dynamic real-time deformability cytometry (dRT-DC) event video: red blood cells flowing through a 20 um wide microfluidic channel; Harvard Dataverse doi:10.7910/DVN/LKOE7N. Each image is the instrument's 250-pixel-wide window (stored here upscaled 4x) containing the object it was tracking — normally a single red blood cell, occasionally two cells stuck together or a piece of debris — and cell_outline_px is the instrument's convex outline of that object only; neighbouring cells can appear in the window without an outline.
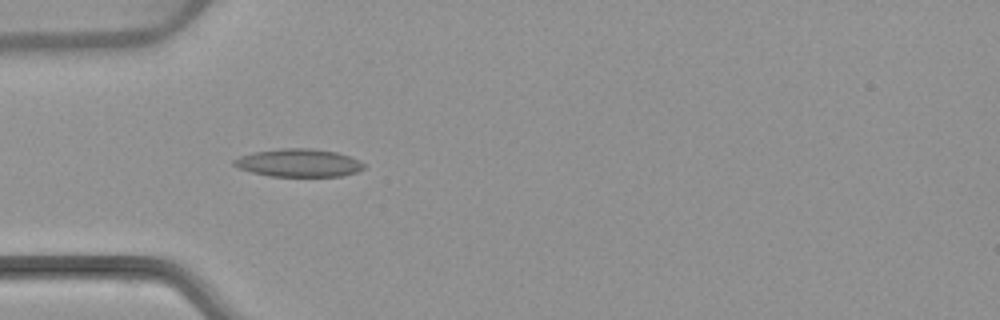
{"species": "common noctule bat (a hibernating species)", "species_latin": "Nyctalus noctula", "temperature_condition": "warm", "stored_images_in_passage": 5, "camera_frame_rate_fps": 3000, "um_per_image_px": 0.085, "animal": {"sex": "female", "body_mass_g": 22.7, "forearm_length_mm": 54.2}, "frame": {"image": 1, "passage_image": 5, "time_ms": 4.667, "image_size_px": [1000, 320], "cell_outline_px": [[364, 168], [356, 172], [344, 176], [272, 176], [252, 172], [240, 168], [232, 164], [232, 160], [240, 156], [252, 152], [280, 148], [312, 148], [336, 152], [360, 160], [364, 164]], "centroid_in_image_um": [25.38, 13.83], "position_along_channel_um": 59.6, "area_um2": 21.15}}